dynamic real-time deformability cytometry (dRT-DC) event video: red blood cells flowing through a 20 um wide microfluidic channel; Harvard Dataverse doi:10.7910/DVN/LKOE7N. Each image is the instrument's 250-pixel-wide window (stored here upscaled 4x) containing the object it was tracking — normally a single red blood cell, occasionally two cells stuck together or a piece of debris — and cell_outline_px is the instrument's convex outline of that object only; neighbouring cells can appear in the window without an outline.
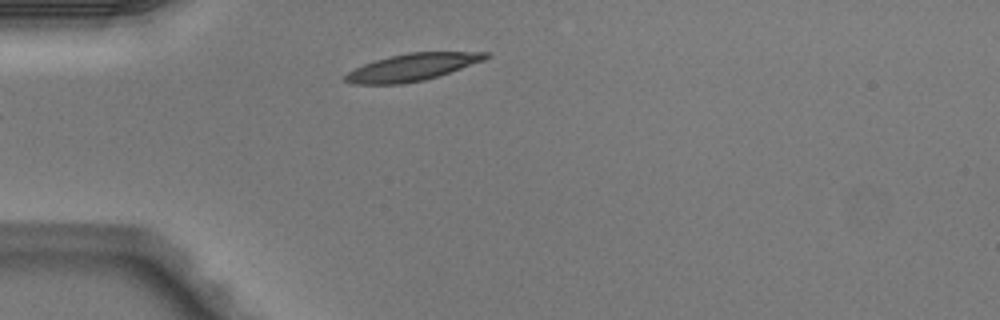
{"species": "Egyptian fruit bat (a non-hibernating species)", "species_latin": "Rousettus aegyptiacus", "temperature_condition": "warm", "stored_images_in_passage": 4, "camera_frame_rate_fps": 3000, "um_per_image_px": 0.085, "animal": {"sex": "male"}, "frame": {"image": 1, "passage_image": 4, "time_ms": 1.0, "image_size_px": [1000, 320], "cell_outline_px": [[492, 56], [484, 60], [424, 80], [400, 84], [352, 84], [344, 80], [344, 76], [348, 72], [364, 64], [376, 60], [408, 52], [488, 52]], "centroid_in_image_um": [35.03, 5.71], "position_along_channel_um": 50.0, "area_um2": 21.85}}